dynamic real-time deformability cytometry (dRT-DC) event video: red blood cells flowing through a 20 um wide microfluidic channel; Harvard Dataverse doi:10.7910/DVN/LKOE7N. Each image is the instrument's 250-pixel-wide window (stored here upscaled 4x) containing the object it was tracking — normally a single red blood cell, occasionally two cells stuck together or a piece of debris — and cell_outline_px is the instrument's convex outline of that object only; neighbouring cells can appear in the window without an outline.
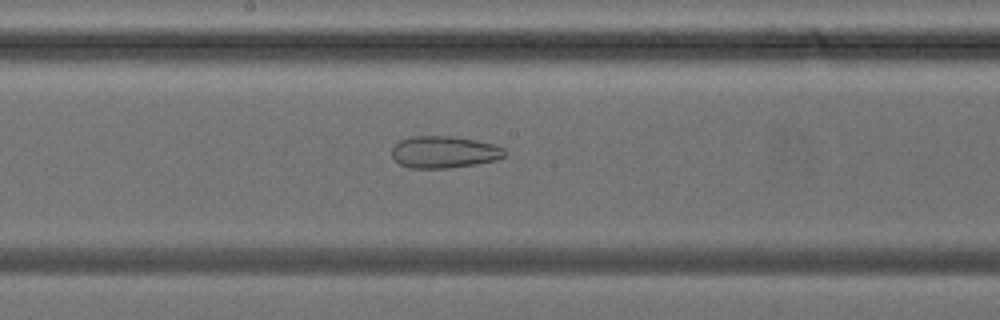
{"species": "common noctule bat (a hibernating species)", "species_latin": "Nyctalus noctula", "temperature_condition": "cold", "stored_images_in_passage": 34, "camera_frame_rate_fps": 3000, "um_per_image_px": 0.085, "animal": {"sex": "female", "body_mass_g": 24.6, "forearm_length_mm": 56.2}, "frame": {"image": 1, "passage_image": 15, "time_ms": 4.667, "image_size_px": [1000, 320], "cell_outline_px": [[504, 156], [496, 160], [476, 164], [448, 168], [408, 168], [400, 164], [392, 156], [392, 148], [400, 140], [412, 136], [452, 136], [476, 140], [492, 144], [504, 148]], "centroid_in_image_um": [37.73, 12.92], "position_along_channel_um": 210.5, "area_um2": 20.92}}
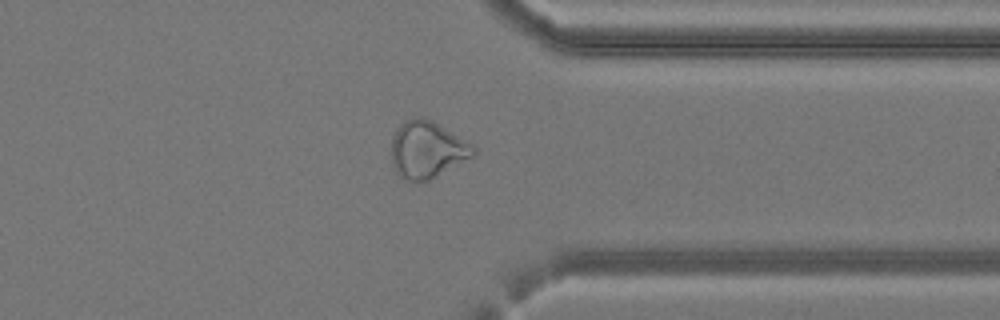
{"frame": {"image": 2, "passage_image": 25, "time_ms": 8.0, "image_size_px": [1000, 320], "cell_outline_px": [[476, 152], [472, 156], [436, 176], [428, 180], [408, 180], [400, 176], [396, 172], [392, 164], [392, 136], [396, 128], [404, 120], [416, 116], [424, 116], [432, 120], [472, 144], [476, 148]], "centroid_in_image_um": [36.27, 12.67], "position_along_channel_um": 375.1, "area_um2": 26.99}}